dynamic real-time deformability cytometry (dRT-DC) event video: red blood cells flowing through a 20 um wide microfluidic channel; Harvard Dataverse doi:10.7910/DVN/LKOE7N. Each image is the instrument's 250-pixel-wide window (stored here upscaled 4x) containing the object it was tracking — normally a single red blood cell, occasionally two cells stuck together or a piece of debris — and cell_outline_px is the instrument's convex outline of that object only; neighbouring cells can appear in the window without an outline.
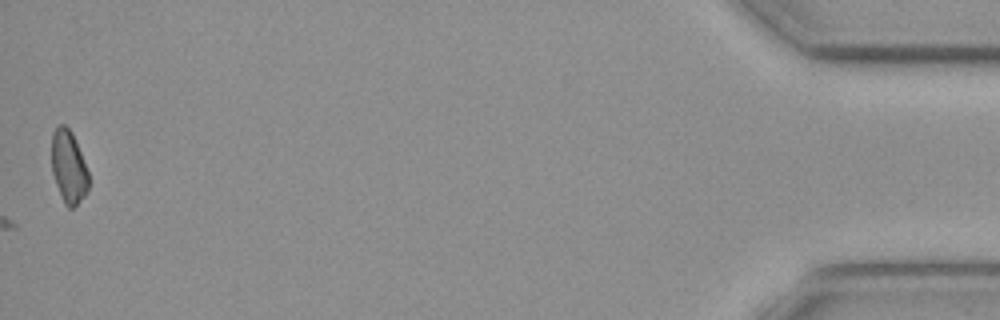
{"species": "common noctule bat (a hibernating species)", "species_latin": "Nyctalus noctula", "temperature_condition": "cold", "stored_images_in_passage": 59, "camera_frame_rate_fps": 3000, "um_per_image_px": 0.085, "animal": {"sex": "female", "body_mass_g": 19.3, "forearm_length_mm": 54.1}, "frame": {"image": 1, "passage_image": 59, "time_ms": 19.333, "image_size_px": [1000, 320], "cell_outline_px": [[88, 192], [72, 208], [68, 208], [64, 204], [60, 196], [52, 172], [52, 132], [60, 124], [64, 124], [72, 132], [88, 172]], "centroid_in_image_um": [5.82, 14.2], "position_along_channel_um": 429.4, "area_um2": 15.55}}